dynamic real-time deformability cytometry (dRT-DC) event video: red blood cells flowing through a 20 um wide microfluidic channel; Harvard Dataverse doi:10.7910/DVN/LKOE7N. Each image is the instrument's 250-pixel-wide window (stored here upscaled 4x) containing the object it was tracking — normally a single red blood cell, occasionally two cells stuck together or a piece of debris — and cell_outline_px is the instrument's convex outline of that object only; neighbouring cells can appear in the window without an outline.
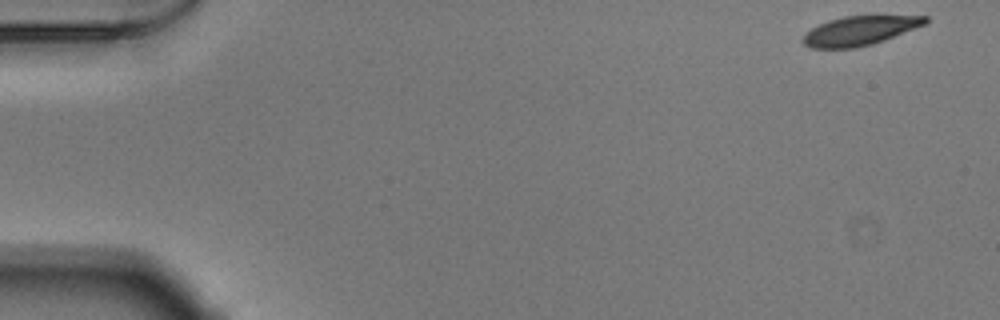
{"species": "Egyptian fruit bat (a non-hibernating species)", "species_latin": "Rousettus aegyptiacus", "temperature_condition": "warm", "stored_images_in_passage": 52, "camera_frame_rate_fps": 3000, "um_per_image_px": 0.085, "animal": {"sex": "male"}, "frame": {"image": 1, "passage_image": 1, "time_ms": 0.0, "image_size_px": [1000, 320], "cell_outline_px": [[928, 20], [924, 24], [884, 40], [872, 44], [852, 48], [812, 48], [804, 44], [800, 40], [804, 32], [828, 20], [844, 16], [872, 12], [876, 12], [928, 16]], "centroid_in_image_um": [73.11, 2.53], "position_along_channel_um": 11.9, "area_um2": 21.85}}
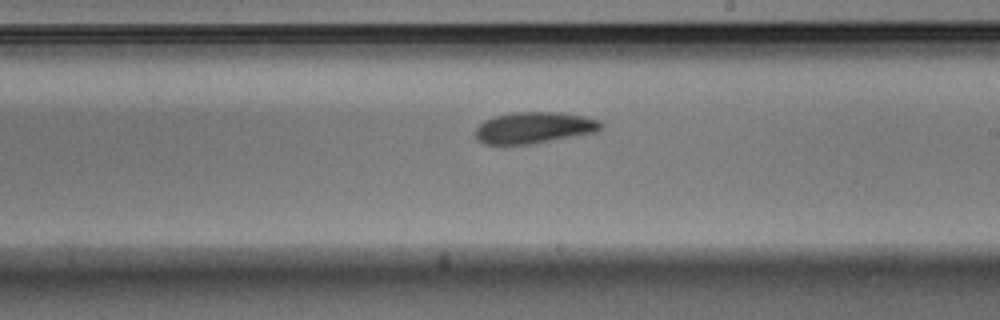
{"frame": {"image": 2, "passage_image": 30, "time_ms": 9.667, "image_size_px": [1000, 320], "cell_outline_px": [[604, 128], [596, 132], [532, 144], [484, 144], [476, 140], [472, 132], [484, 120], [496, 116], [516, 112], [560, 112], [584, 116], [600, 120], [604, 124]], "centroid_in_image_um": [45.4, 10.86], "position_along_channel_um": 243.6, "area_um2": 23.24}}
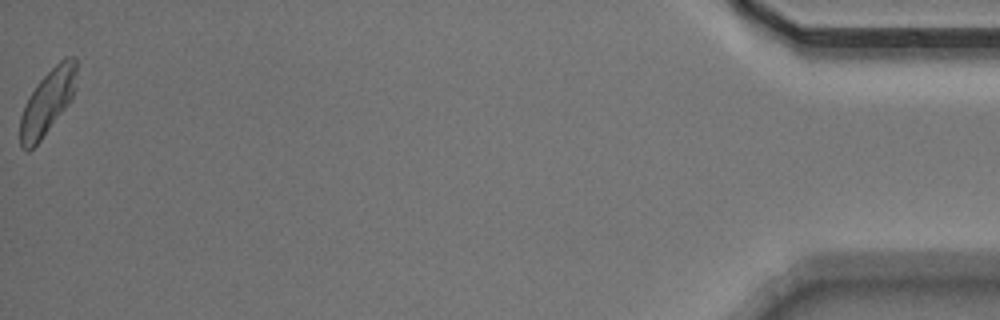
{"frame": {"image": 3, "passage_image": 52, "time_ms": 17.0, "image_size_px": [1000, 320], "cell_outline_px": [[76, 72], [72, 96], [68, 104], [40, 140], [28, 152], [20, 148], [20, 116], [24, 104], [28, 96], [36, 84], [64, 56], [76, 56]], "centroid_in_image_um": [4.0, 8.67], "position_along_channel_um": 431.2, "area_um2": 21.04}, "authors_computed_cell_mechanics": {"area_um2": 22.3397, "velocity_mm_per_s": 3.8215, "shape_relaxation_time_tau1_ms": 4.707, "shape_relaxation_time_tau2_ms": 5.8837, "deformation_change_tau1": 0.1227, "deformation_change_tau2": 0.1325}}